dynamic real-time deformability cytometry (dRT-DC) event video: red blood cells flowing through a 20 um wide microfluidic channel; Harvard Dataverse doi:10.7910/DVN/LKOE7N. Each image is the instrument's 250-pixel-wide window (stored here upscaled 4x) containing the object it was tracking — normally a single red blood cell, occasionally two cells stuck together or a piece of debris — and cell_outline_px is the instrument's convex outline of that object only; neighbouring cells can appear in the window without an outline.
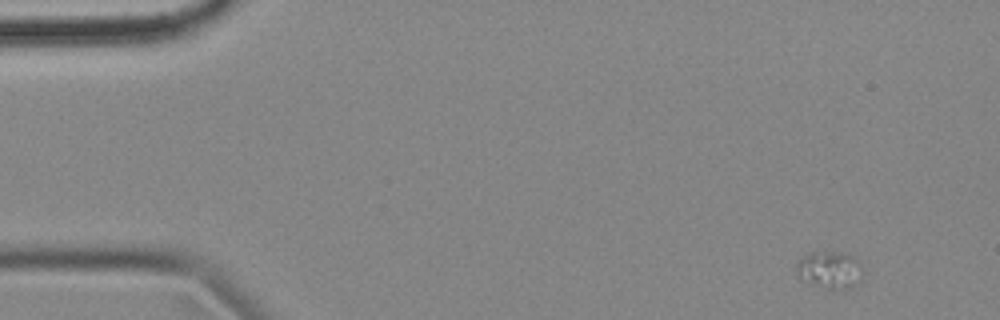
{"species": "common noctule bat (a hibernating species)", "species_latin": "Nyctalus noctula", "temperature_condition": "cold", "stored_images_in_passage": 12, "camera_frame_rate_fps": 3000, "um_per_image_px": 0.085, "animal": {"sex": "female", "body_mass_g": 18.4}, "frame": {"image": 1, "passage_image": 1, "time_ms": 0.0, "image_size_px": [1000, 320], "cell_outline_px": [[860, 284], [852, 288], [828, 288], [812, 284], [796, 276], [796, 264], [808, 252], [840, 252], [856, 256], [860, 264]], "centroid_in_image_um": [70.53, 22.93], "position_along_channel_um": 14.5, "area_um2": 14.39}}